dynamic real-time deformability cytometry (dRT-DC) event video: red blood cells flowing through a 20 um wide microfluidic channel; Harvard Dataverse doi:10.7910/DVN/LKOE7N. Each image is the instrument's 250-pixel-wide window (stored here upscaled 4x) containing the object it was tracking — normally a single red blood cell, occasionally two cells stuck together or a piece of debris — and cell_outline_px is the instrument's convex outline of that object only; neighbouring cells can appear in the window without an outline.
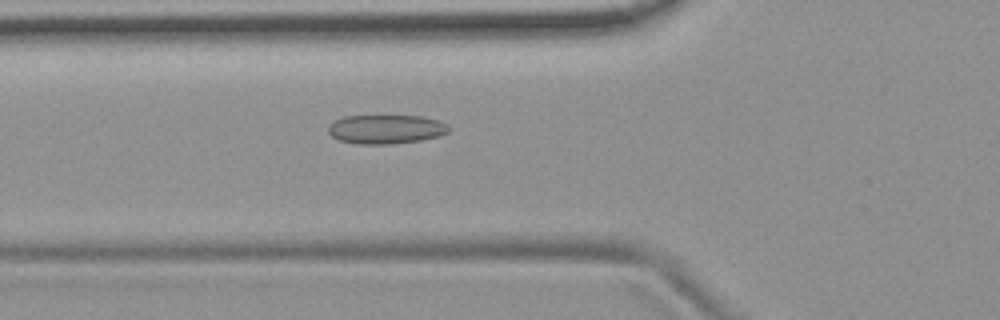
{"species": "common noctule bat (a hibernating species)", "species_latin": "Nyctalus noctula", "temperature_condition": "room temperature", "stored_images_in_passage": 39, "camera_frame_rate_fps": 3000, "um_per_image_px": 0.085, "animal": {"sex": "female", "body_mass_g": 19.9}, "frame": {"image": 1, "passage_image": 7, "time_ms": 2.0, "image_size_px": [1000, 320], "cell_outline_px": [[452, 128], [448, 132], [440, 136], [420, 140], [392, 144], [356, 144], [340, 140], [332, 136], [328, 132], [328, 124], [344, 116], [424, 116], [440, 120], [448, 124]], "centroid_in_image_um": [32.85, 10.98], "position_along_channel_um": 93.0, "area_um2": 20.63}}
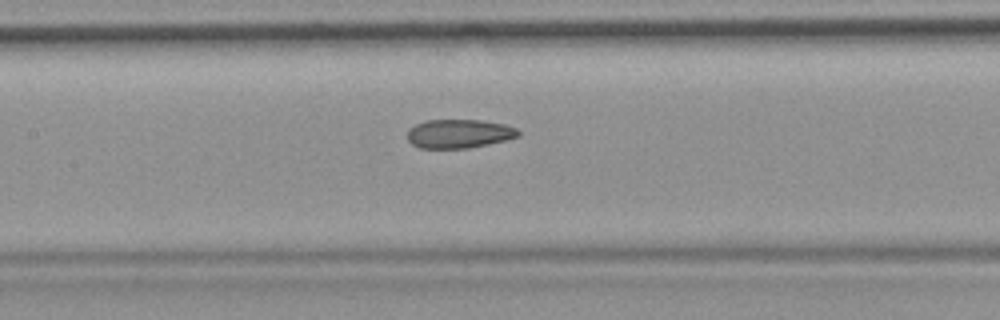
{"frame": {"image": 2, "passage_image": 13, "time_ms": 4.0, "image_size_px": [1000, 320], "cell_outline_px": [[520, 136], [508, 140], [468, 148], [420, 148], [412, 144], [408, 140], [408, 128], [424, 120], [480, 120], [504, 124], [516, 128], [520, 132]], "centroid_in_image_um": [39.02, 11.36], "position_along_channel_um": 168.4, "area_um2": 18.73}}
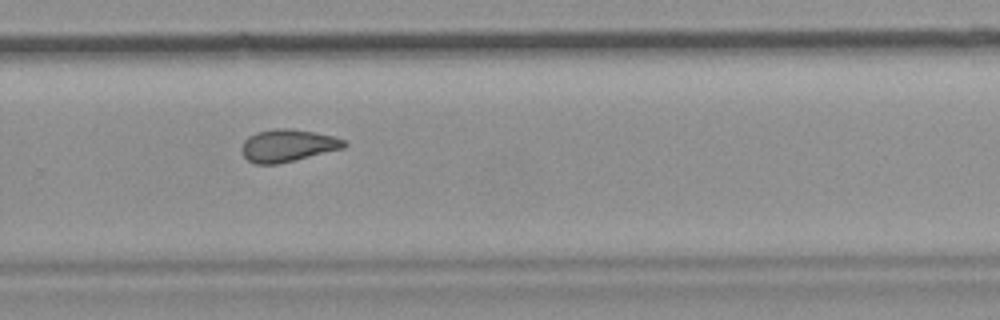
{"frame": {"image": 3, "passage_image": 24, "time_ms": 7.667, "image_size_px": [1000, 320], "cell_outline_px": [[348, 144], [344, 148], [276, 164], [256, 164], [248, 160], [240, 152], [240, 148], [244, 140], [248, 136], [256, 132], [276, 128], [288, 128], [336, 136], [344, 140]], "centroid_in_image_um": [24.43, 12.36], "position_along_channel_um": 305.4, "area_um2": 19.31}}